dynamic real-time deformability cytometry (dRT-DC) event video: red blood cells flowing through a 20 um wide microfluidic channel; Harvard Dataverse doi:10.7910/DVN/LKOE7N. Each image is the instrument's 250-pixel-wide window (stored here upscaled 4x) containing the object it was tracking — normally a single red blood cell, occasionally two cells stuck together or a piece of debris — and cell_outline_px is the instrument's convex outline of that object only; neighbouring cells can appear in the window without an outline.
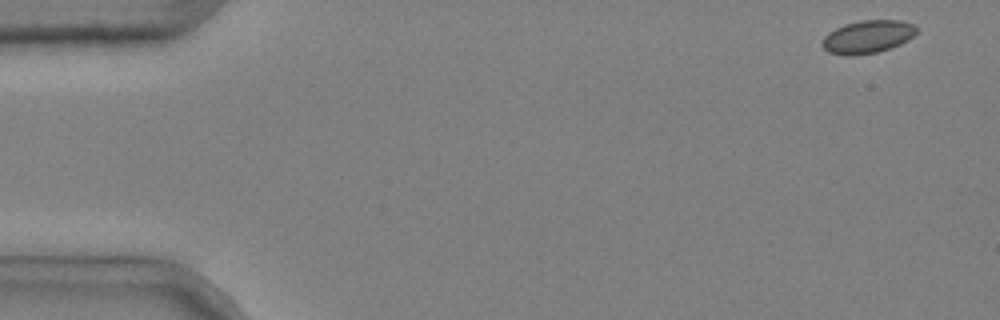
{"species": "common noctule bat (a hibernating species)", "species_latin": "Nyctalus noctula", "temperature_condition": "cold", "stored_images_in_passage": 5, "camera_frame_rate_fps": 3000, "um_per_image_px": 0.085, "animal": {"sex": "male", "body_mass_g": 20.4}, "frame": {"image": 1, "passage_image": 1, "time_ms": 0.0, "image_size_px": [1000, 320], "cell_outline_px": [[916, 32], [908, 40], [900, 44], [876, 52], [852, 56], [844, 56], [828, 52], [820, 44], [824, 36], [828, 32], [844, 24], [860, 20], [900, 20], [912, 24], [916, 28]], "centroid_in_image_um": [73.69, 3.13], "position_along_channel_um": 11.3, "area_um2": 18.09}}